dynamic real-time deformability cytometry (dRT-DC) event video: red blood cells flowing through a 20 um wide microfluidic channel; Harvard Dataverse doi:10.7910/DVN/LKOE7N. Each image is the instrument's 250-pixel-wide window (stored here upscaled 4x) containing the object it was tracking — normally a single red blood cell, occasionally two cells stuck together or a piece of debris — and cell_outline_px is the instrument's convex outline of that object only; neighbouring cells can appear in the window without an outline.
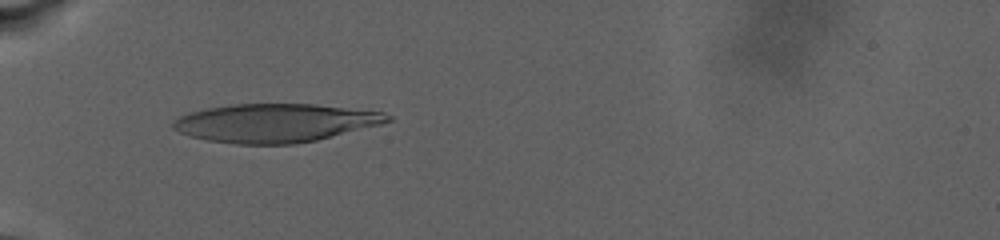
{"species": "human", "species_latin": "Homo sapiens", "temperature_condition": "warm", "stored_images_in_passage": 2, "camera_frame_rate_fps": 3000, "um_per_image_px": 0.085, "donor": {"sex": "male"}, "frame": {"image": 1, "passage_image": 1, "time_ms": 0.0, "image_size_px": [1000, 240], "cell_outline_px": [[392, 120], [380, 124], [316, 140], [296, 144], [236, 144], [208, 140], [192, 136], [180, 132], [172, 128], [172, 124], [180, 116], [192, 112], [208, 108], [232, 104], [316, 104], [384, 112], [392, 116]], "centroid_in_image_um": [23.41, 10.45], "position_along_channel_um": 61.6, "area_um2": 47.69}}